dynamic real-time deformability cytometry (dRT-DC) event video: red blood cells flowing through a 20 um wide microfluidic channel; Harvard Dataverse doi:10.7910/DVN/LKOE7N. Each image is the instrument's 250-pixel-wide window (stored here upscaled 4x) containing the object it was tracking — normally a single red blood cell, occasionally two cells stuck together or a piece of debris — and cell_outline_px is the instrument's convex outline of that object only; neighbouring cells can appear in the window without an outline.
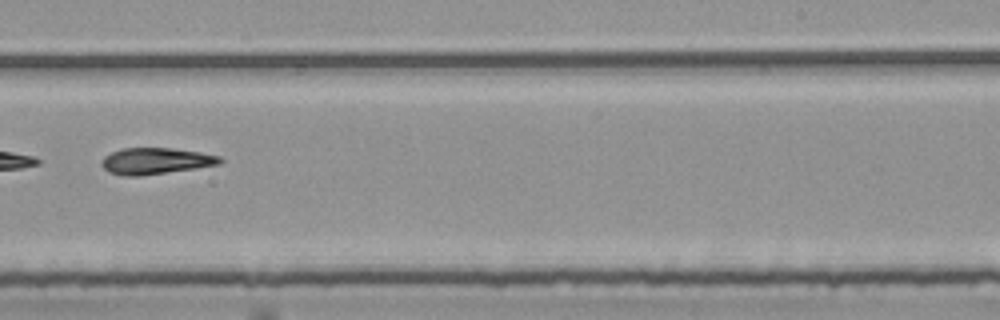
{"species": "common noctule bat (a hibernating species)", "species_latin": "Nyctalus noctula", "temperature_condition": "room temperature", "stored_images_in_passage": 45, "camera_frame_rate_fps": 3000, "um_per_image_px": 0.085, "animal": {"sex": "female", "body_mass_g": 25.1}, "frame": {"image": 1, "passage_image": 26, "time_ms": 8.333, "image_size_px": [1000, 320], "cell_outline_px": [[224, 160], [220, 164], [196, 168], [136, 176], [124, 176], [108, 172], [104, 168], [104, 156], [120, 148], [172, 148], [200, 152], [220, 156]], "centroid_in_image_um": [13.26, 13.67], "position_along_channel_um": 275.7, "area_um2": 17.98}, "authors_computed_cell_mechanics": {"area_um2": 18.6694, "velocity_mm_per_s": 3.8081, "shape_relaxation_time_tau1_ms": 7.4998, "shape_relaxation_time_tau2_ms": null, "deformation_change_tau1": 0.2334, "deformation_change_tau2": null}}